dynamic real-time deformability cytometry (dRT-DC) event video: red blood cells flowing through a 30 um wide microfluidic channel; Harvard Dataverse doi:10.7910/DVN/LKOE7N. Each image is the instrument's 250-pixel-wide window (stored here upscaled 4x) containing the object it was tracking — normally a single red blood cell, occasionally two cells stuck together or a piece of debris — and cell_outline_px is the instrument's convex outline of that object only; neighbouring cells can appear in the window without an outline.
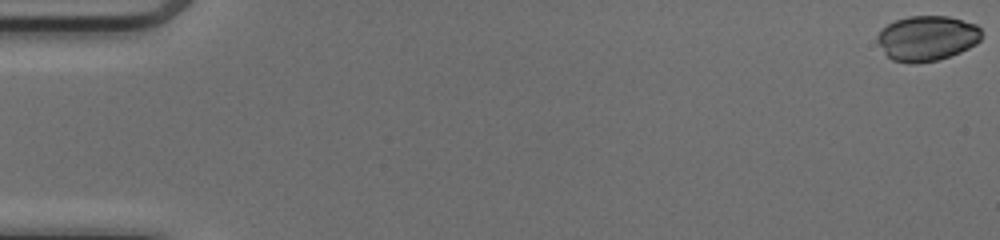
{"species": "common noctule bat (a hibernating species)", "species_latin": "Nyctalus noctula", "temperature_condition": "cold", "stored_images_in_passage": 51, "camera_frame_rate_fps": 3000, "um_per_image_px": 0.085, "animal": {"sex": "female", "body_mass_g": 17.0, "forearm_length_mm": 48.0}, "frame": {"image": 1, "passage_image": 1, "time_ms": 0.0, "image_size_px": [1000, 240], "cell_outline_px": [[980, 40], [976, 44], [960, 52], [936, 60], [916, 64], [908, 64], [892, 60], [884, 52], [876, 40], [876, 36], [888, 24], [896, 20], [908, 16], [948, 16], [976, 24], [980, 28]], "centroid_in_image_um": [78.78, 3.25], "position_along_channel_um": 6.2, "area_um2": 27.34}}
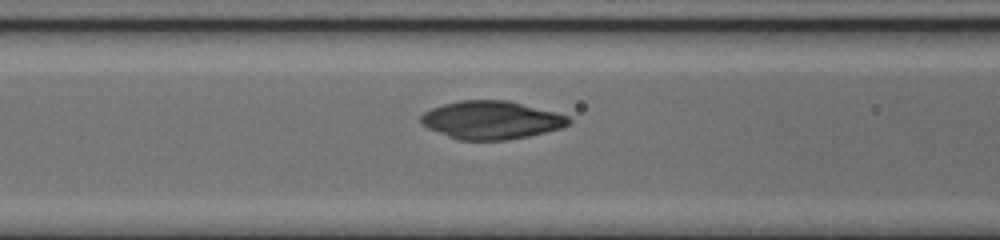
{"frame": {"image": 2, "passage_image": 22, "time_ms": 7.0, "image_size_px": [1000, 240], "cell_outline_px": [[572, 124], [560, 128], [528, 136], [508, 140], [460, 140], [448, 136], [428, 128], [420, 124], [420, 116], [424, 112], [432, 108], [444, 104], [460, 100], [508, 100], [556, 112], [568, 116], [572, 120]], "centroid_in_image_um": [41.77, 10.2], "position_along_channel_um": 124.8, "area_um2": 32.89}}
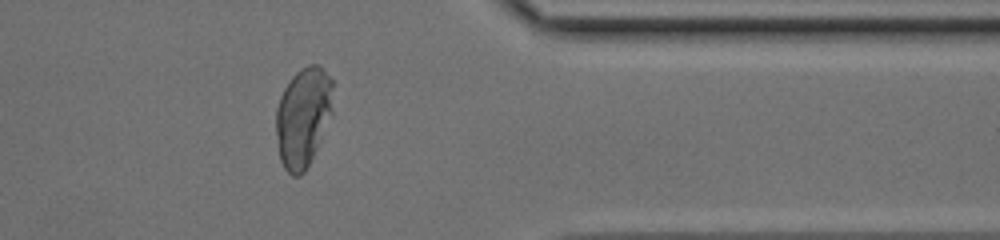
{"frame": {"image": 3, "passage_image": 42, "time_ms": 13.667, "image_size_px": [1000, 240], "cell_outline_px": [[332, 116], [304, 172], [300, 176], [292, 176], [284, 168], [280, 160], [276, 136], [276, 108], [280, 96], [288, 80], [296, 72], [308, 64], [316, 64], [332, 80]], "centroid_in_image_um": [25.74, 9.95], "position_along_channel_um": 385.7, "area_um2": 32.95}}